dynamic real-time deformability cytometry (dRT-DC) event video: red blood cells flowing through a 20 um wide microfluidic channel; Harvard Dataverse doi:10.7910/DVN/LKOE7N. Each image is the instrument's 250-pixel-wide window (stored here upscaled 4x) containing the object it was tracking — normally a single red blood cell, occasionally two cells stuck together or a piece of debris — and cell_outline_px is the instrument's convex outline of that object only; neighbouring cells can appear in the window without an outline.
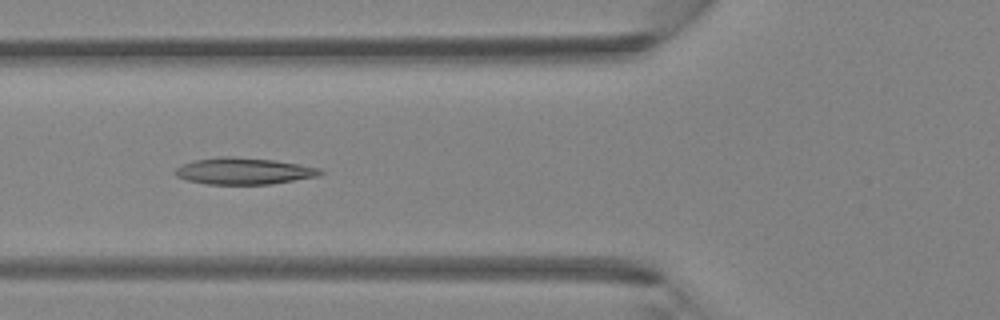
{"species": "Egyptian fruit bat (a non-hibernating species)", "species_latin": "Rousettus aegyptiacus", "temperature_condition": "room temperature", "stored_images_in_passage": 4, "camera_frame_rate_fps": 3000, "um_per_image_px": 0.085, "animal": {"sex": "female"}, "frame": {"image": 1, "passage_image": 4, "time_ms": 1.0, "image_size_px": [1000, 320], "cell_outline_px": [[324, 172], [320, 176], [272, 184], [208, 184], [188, 180], [176, 176], [176, 168], [184, 164], [196, 160], [220, 156], [232, 156], [272, 160], [300, 164], [320, 168]], "centroid_in_image_um": [20.78, 14.54], "position_along_channel_um": 105.0, "area_um2": 22.37}}